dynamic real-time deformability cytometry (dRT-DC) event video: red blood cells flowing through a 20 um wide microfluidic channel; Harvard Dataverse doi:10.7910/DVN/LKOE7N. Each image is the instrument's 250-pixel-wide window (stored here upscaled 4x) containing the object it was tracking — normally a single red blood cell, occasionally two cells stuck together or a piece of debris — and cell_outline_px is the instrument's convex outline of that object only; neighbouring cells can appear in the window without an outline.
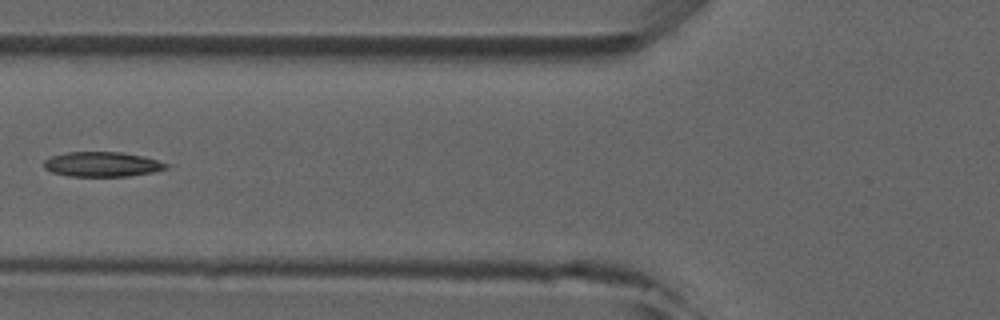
{"species": "common noctule bat (a hibernating species)", "species_latin": "Nyctalus noctula", "temperature_condition": "room temperature", "stored_images_in_passage": 6, "camera_frame_rate_fps": 3000, "um_per_image_px": 0.085, "animal": {"sex": "male", "forearm_length_mm": 52.5}, "frame": {"image": 1, "passage_image": 6, "time_ms": 5.667, "image_size_px": [1000, 320], "cell_outline_px": [[176, 164], [168, 168], [152, 172], [128, 176], [68, 176], [52, 172], [44, 168], [44, 160], [52, 156], [68, 152], [120, 152], [144, 156]], "centroid_in_image_um": [8.77, 13.96], "position_along_channel_um": 117.0, "area_um2": 17.92}}